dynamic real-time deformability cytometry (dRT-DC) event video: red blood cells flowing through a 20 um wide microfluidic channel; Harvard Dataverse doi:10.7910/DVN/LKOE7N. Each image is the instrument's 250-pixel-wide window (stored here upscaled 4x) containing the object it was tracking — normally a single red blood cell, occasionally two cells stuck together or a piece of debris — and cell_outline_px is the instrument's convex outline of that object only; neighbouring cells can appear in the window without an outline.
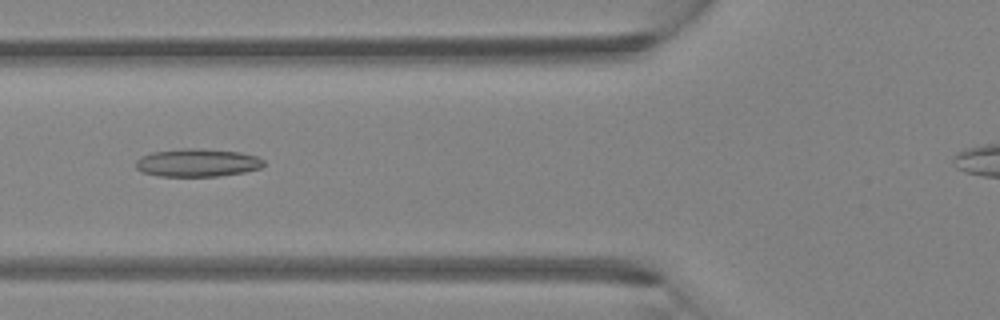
{"species": "Egyptian fruit bat (a non-hibernating species)", "species_latin": "Rousettus aegyptiacus", "temperature_condition": "room temperature", "stored_images_in_passage": 42, "camera_frame_rate_fps": 3000, "um_per_image_px": 0.085, "animal": {"sex": "female"}, "frame": {"image": 1, "passage_image": 18, "time_ms": 5.667, "image_size_px": [1000, 320], "cell_outline_px": [[264, 164], [260, 168], [244, 172], [216, 176], [160, 176], [140, 172], [136, 168], [136, 160], [140, 156], [152, 152], [180, 148], [196, 148], [240, 152], [256, 156], [264, 160]], "centroid_in_image_um": [16.73, 13.82], "position_along_channel_um": 109.1, "area_um2": 20.92}}
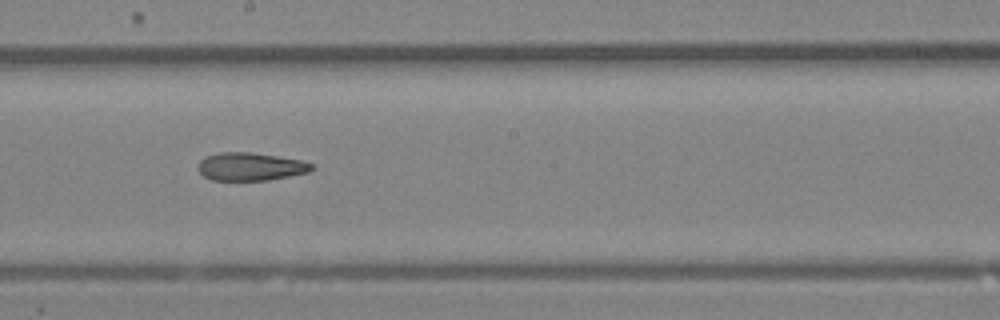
{"frame": {"image": 2, "passage_image": 26, "time_ms": 8.333, "image_size_px": [1000, 320], "cell_outline_px": [[316, 168], [308, 172], [268, 180], [212, 180], [204, 176], [200, 172], [196, 164], [204, 156], [216, 152], [252, 152], [300, 160], [312, 164]], "centroid_in_image_um": [21.24, 14.15], "position_along_channel_um": 227.0, "area_um2": 18.61}}
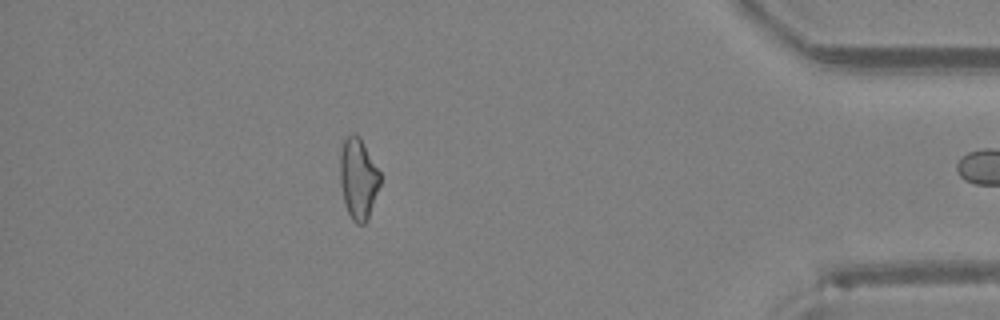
{"frame": {"image": 3, "passage_image": 41, "time_ms": 13.333, "image_size_px": [1000, 320], "cell_outline_px": [[380, 184], [368, 216], [364, 224], [356, 224], [352, 220], [344, 204], [340, 184], [340, 152], [344, 140], [352, 132], [356, 132], [360, 136], [380, 172]], "centroid_in_image_um": [30.43, 15.15], "position_along_channel_um": 404.8, "area_um2": 18.9}}